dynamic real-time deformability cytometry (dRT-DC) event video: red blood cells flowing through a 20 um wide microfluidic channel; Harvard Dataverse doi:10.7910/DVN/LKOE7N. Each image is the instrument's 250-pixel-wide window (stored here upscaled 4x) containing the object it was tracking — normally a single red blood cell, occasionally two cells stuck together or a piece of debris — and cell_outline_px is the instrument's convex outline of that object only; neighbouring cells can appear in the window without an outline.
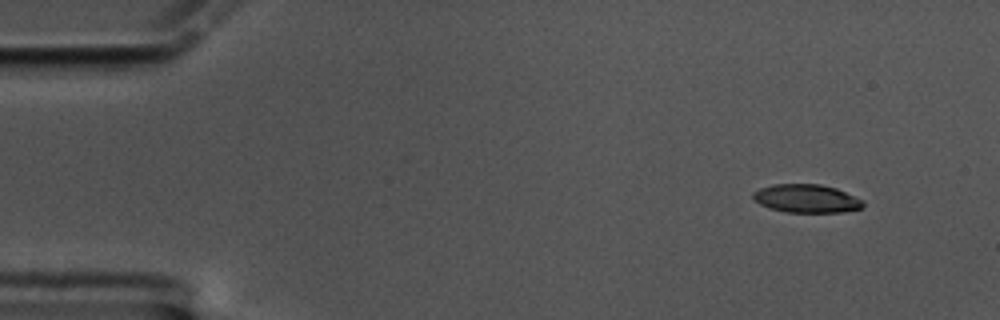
{"species": "common noctule bat (a hibernating species)", "species_latin": "Nyctalus noctula", "temperature_condition": "cold", "stored_images_in_passage": 55, "camera_frame_rate_fps": 3000, "um_per_image_px": 0.085, "animal": {"sex": "male", "body_mass_g": 17.5, "forearm_length_mm": 52.3}, "frame": {"image": 1, "passage_image": 1, "time_ms": 0.0, "image_size_px": [1000, 320], "cell_outline_px": [[864, 208], [840, 212], [788, 212], [768, 208], [752, 200], [752, 192], [760, 188], [772, 184], [820, 184], [836, 188], [864, 200]], "centroid_in_image_um": [68.53, 16.87], "position_along_channel_um": 16.5, "area_um2": 18.32}}
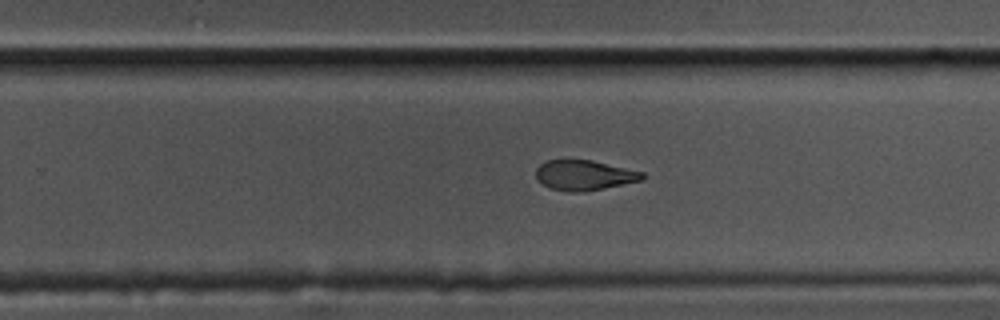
{"frame": {"image": 2, "passage_image": 33, "time_ms": 10.667, "image_size_px": [1000, 320], "cell_outline_px": [[648, 176], [644, 180], [604, 188], [580, 192], [572, 192], [552, 188], [536, 180], [536, 168], [540, 164], [548, 160], [592, 160], [644, 172]], "centroid_in_image_um": [49.71, 14.89], "position_along_channel_um": 280.1, "area_um2": 18.67}}
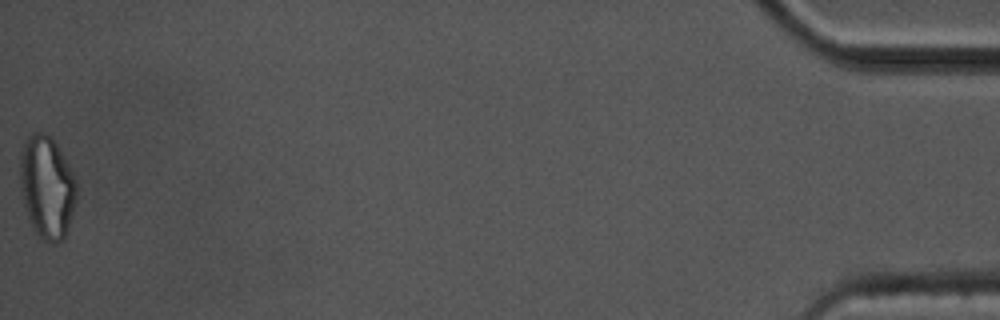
{"frame": {"image": 3, "passage_image": 55, "time_ms": 18.0, "image_size_px": [1000, 320], "cell_outline_px": [[76, 200], [64, 240], [56, 244], [52, 244], [44, 240], [32, 228], [24, 204], [20, 188], [20, 152], [24, 140], [32, 132], [44, 132], [52, 136], [68, 164], [76, 180]], "centroid_in_image_um": [3.98, 15.89], "position_along_channel_um": 431.2, "area_um2": 33.99}, "authors_computed_cell_mechanics": {"area_um2": 19.8254, "velocity_mm_per_s": 3.3979, "shape_relaxation_time_tau1_ms": 5.8733, "shape_relaxation_time_tau2_ms": 4.6391, "deformation_change_tau1": 0.1858, "deformation_change_tau2": 0.093}}